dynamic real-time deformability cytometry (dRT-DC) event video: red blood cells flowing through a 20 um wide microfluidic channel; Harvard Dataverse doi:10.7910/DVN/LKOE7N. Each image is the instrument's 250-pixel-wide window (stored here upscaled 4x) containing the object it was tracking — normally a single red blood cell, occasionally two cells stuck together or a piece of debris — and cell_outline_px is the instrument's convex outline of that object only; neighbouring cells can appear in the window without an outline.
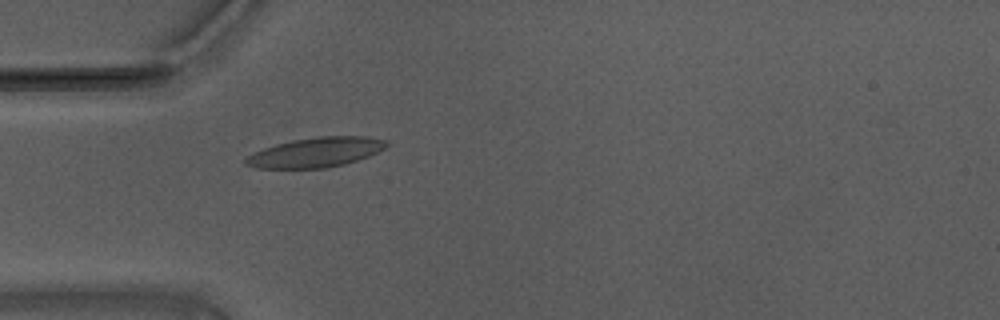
{"species": "Egyptian fruit bat (a non-hibernating species)", "species_latin": "Rousettus aegyptiacus", "temperature_condition": "warm", "stored_images_in_passage": 52, "camera_frame_rate_fps": 3000, "um_per_image_px": 0.085, "animal": {"sex": "male"}, "frame": {"image": 1, "passage_image": 13, "time_ms": 4.0, "image_size_px": [1000, 320], "cell_outline_px": [[388, 144], [384, 148], [368, 156], [344, 164], [324, 168], [256, 168], [244, 164], [244, 160], [248, 156], [264, 148], [276, 144], [292, 140], [320, 136], [368, 136], [388, 140]], "centroid_in_image_um": [26.85, 12.94], "position_along_channel_um": 58.1, "area_um2": 24.22}}
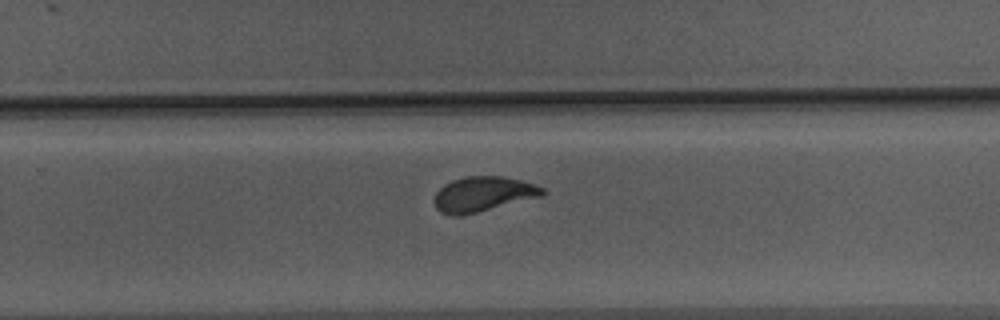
{"frame": {"image": 2, "passage_image": 32, "time_ms": 10.333, "image_size_px": [1000, 320], "cell_outline_px": [[548, 192], [544, 196], [460, 216], [452, 216], [440, 212], [436, 208], [432, 200], [436, 192], [444, 184], [452, 180], [468, 176], [504, 176], [520, 180], [544, 188]], "centroid_in_image_um": [41.05, 16.5], "position_along_channel_um": 288.7, "area_um2": 22.25}}
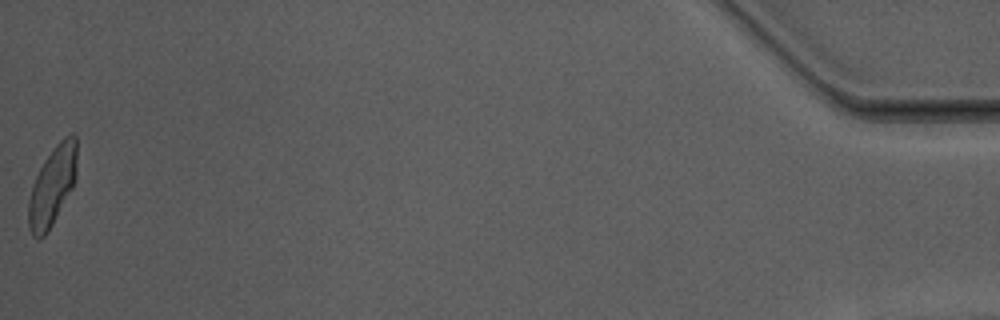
{"frame": {"image": 3, "passage_image": 52, "time_ms": 17.0, "image_size_px": [1000, 320], "cell_outline_px": [[76, 180], [72, 188], [48, 232], [44, 236], [32, 236], [28, 228], [28, 200], [32, 184], [44, 160], [52, 148], [64, 136], [72, 132], [76, 136]], "centroid_in_image_um": [4.44, 15.78], "position_along_channel_um": 430.8, "area_um2": 22.37}, "authors_computed_cell_mechanics": {"area_um2": 22.253, "velocity_mm_per_s": 3.6961, "shape_relaxation_time_tau1_ms": 5.0039, "shape_relaxation_time_tau2_ms": 0.9118, "deformation_change_tau1": 0.1705, "deformation_change_tau2": 0.0758}}